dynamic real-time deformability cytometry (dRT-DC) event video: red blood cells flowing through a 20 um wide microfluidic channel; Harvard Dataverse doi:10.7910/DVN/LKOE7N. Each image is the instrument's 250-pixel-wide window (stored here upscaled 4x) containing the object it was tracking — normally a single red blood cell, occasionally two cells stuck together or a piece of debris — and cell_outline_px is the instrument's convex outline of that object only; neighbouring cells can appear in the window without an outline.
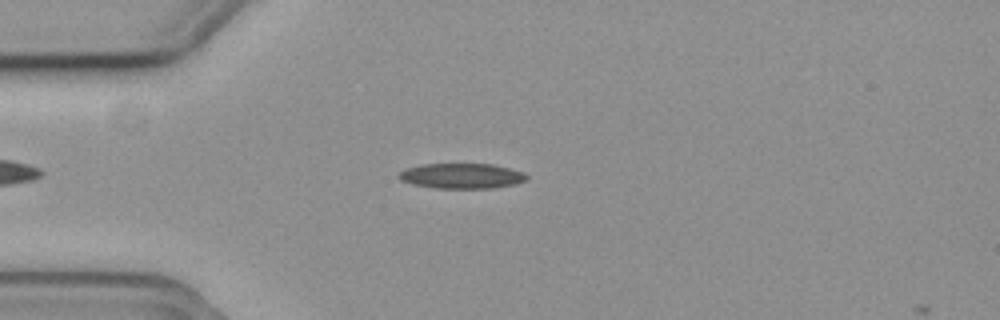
{"species": "common noctule bat (a hibernating species)", "species_latin": "Nyctalus noctula", "temperature_condition": "cold", "stored_images_in_passage": 11, "camera_frame_rate_fps": 3000, "um_per_image_px": 0.085, "animal": {"sex": "female", "body_mass_g": 19.3, "forearm_length_mm": 54.1}, "frame": {"image": 1, "passage_image": 9, "time_ms": 2.667, "image_size_px": [1000, 320], "cell_outline_px": [[528, 176], [524, 180], [516, 184], [492, 188], [436, 188], [412, 184], [400, 180], [396, 176], [404, 168], [420, 164], [492, 164], [524, 172]], "centroid_in_image_um": [39.19, 14.95], "position_along_channel_um": 45.8, "area_um2": 18.84}}